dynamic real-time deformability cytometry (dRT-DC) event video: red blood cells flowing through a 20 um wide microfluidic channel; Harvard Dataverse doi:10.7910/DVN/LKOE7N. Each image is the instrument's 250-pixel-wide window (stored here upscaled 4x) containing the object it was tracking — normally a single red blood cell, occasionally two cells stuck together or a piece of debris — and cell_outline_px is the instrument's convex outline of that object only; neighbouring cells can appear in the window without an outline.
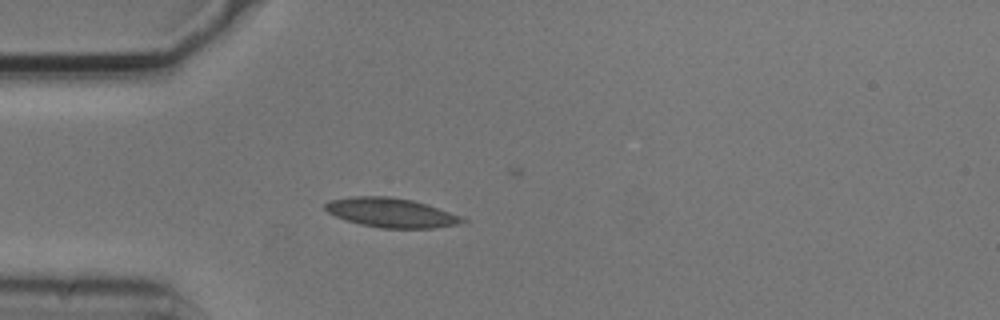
{"species": "common noctule bat (a hibernating species)", "species_latin": "Nyctalus noctula", "temperature_condition": "cold", "stored_images_in_passage": 3, "camera_frame_rate_fps": 3000, "um_per_image_px": 0.085, "animal": {"sex": "male", "body_mass_g": 20.5, "forearm_length_mm": 52.5}, "frame": {"image": 1, "passage_image": 3, "time_ms": 0.667, "image_size_px": [1000, 320], "cell_outline_px": [[468, 220], [456, 224], [432, 228], [380, 228], [360, 224], [336, 216], [328, 212], [324, 208], [324, 204], [328, 200], [352, 196], [388, 196], [412, 200], [460, 216]], "centroid_in_image_um": [33.18, 18.07], "position_along_channel_um": 51.8, "area_um2": 23.12}}